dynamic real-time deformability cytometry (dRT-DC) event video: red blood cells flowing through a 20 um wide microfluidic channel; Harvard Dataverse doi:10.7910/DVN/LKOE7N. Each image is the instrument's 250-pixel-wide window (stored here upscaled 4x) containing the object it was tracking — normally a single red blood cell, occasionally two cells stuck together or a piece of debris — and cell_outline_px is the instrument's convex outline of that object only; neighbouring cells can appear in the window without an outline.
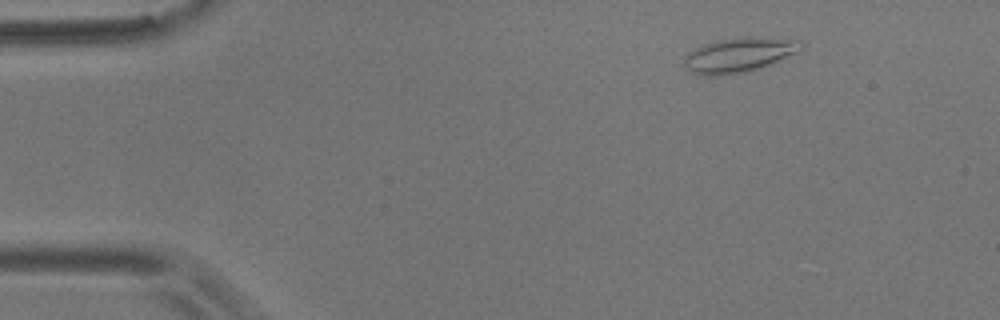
{"species": "common noctule bat (a hibernating species)", "species_latin": "Nyctalus noctula", "temperature_condition": "room temperature", "stored_images_in_passage": 7, "camera_frame_rate_fps": 3000, "um_per_image_px": 0.085, "animal": {"sex": "male", "body_mass_g": 17.9}, "frame": {"image": 1, "passage_image": 2, "time_ms": 1.333, "image_size_px": [1000, 320], "cell_outline_px": [[804, 48], [800, 52], [772, 64], [748, 72], [720, 76], [700, 76], [688, 72], [684, 68], [684, 56], [688, 52], [700, 44], [740, 36], [764, 36], [800, 40], [804, 44]], "centroid_in_image_um": [62.83, 4.67], "position_along_channel_um": 22.2, "area_um2": 24.74}}
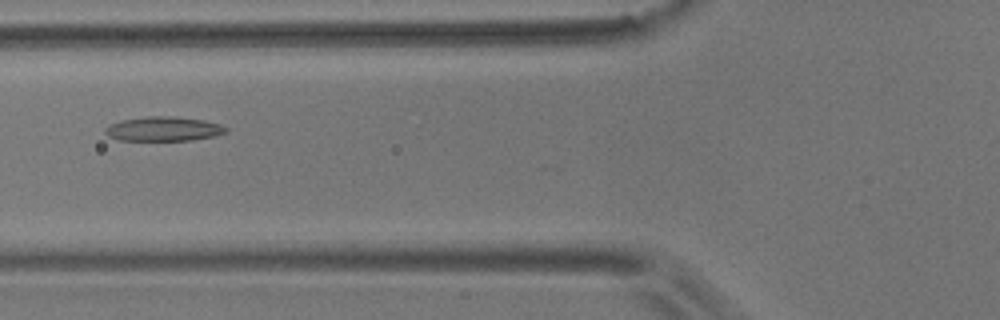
{"frame": {"image": 2, "passage_image": 6, "time_ms": 6.0, "image_size_px": [1000, 320], "cell_outline_px": [[228, 132], [216, 136], [192, 140], [120, 140], [108, 136], [104, 132], [104, 128], [108, 124], [120, 120], [144, 116], [176, 116], [204, 120], [220, 124], [228, 128]], "centroid_in_image_um": [13.9, 10.94], "position_along_channel_um": 111.9, "area_um2": 17.46}}
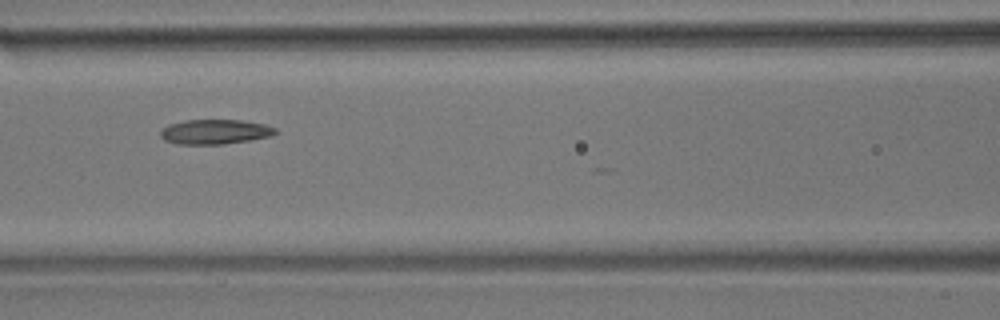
{"frame": {"image": 3, "passage_image": 7, "time_ms": 7.0, "image_size_px": [1000, 320], "cell_outline_px": [[280, 132], [268, 136], [248, 140], [224, 144], [176, 144], [164, 140], [160, 136], [160, 128], [168, 124], [184, 120], [240, 120], [264, 124], [276, 128]], "centroid_in_image_um": [18.22, 11.19], "position_along_channel_um": 148.4, "area_um2": 16.65}}